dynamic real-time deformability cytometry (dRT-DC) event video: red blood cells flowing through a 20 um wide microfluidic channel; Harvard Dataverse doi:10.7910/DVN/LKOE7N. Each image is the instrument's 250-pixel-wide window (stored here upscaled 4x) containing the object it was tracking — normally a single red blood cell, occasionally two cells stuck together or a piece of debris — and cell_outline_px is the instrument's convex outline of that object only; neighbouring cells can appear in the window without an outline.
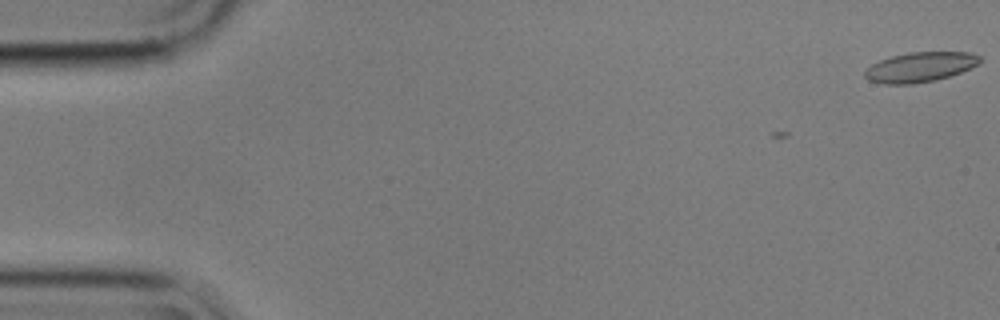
{"species": "common noctule bat (a hibernating species)", "species_latin": "Nyctalus noctula", "temperature_condition": "cold", "stored_images_in_passage": 3, "camera_frame_rate_fps": 3000, "um_per_image_px": 0.085, "animal": {"sex": "male", "body_mass_g": 17.9}, "frame": {"image": 1, "passage_image": 3, "time_ms": 0.667, "image_size_px": [1000, 320], "cell_outline_px": [[980, 64], [960, 72], [936, 80], [912, 84], [884, 84], [868, 80], [864, 76], [864, 72], [872, 64], [880, 60], [892, 56], [908, 52], [968, 52], [980, 56]], "centroid_in_image_um": [78.2, 5.7], "position_along_channel_um": 6.8, "area_um2": 19.94}}